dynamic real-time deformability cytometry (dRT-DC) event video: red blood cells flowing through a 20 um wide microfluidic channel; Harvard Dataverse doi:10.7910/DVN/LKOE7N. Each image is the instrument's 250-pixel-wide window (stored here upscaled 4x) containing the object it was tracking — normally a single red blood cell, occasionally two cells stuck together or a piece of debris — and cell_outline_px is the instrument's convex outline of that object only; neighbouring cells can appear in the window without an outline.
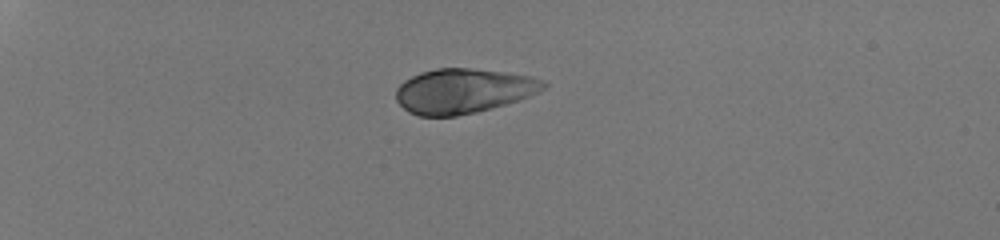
{"species": "human", "species_latin": "Homo sapiens", "temperature_condition": "room temperature", "stored_images_in_passage": 38, "camera_frame_rate_fps": 3000, "um_per_image_px": 0.085, "donor": {"sex": "male"}, "frame": {"image": 1, "passage_image": 1, "time_ms": 0.0, "image_size_px": [1000, 240], "cell_outline_px": [[548, 84], [544, 88], [528, 96], [504, 104], [476, 112], [456, 116], [420, 116], [408, 112], [396, 100], [396, 88], [404, 80], [420, 72], [436, 68], [472, 68], [504, 72], [528, 76], [544, 80]], "centroid_in_image_um": [39.33, 7.72], "position_along_channel_um": 45.7, "area_um2": 38.21}}
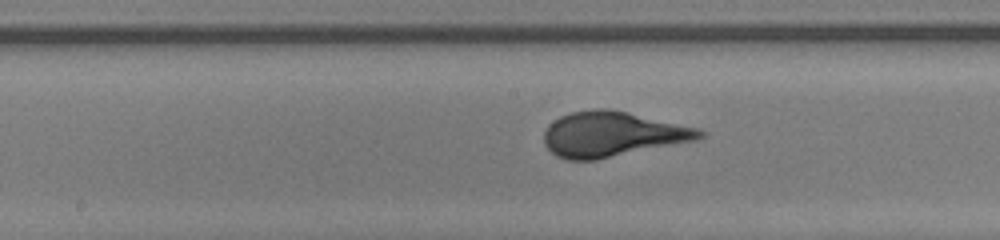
{"frame": {"image": 2, "passage_image": 17, "time_ms": 5.333, "image_size_px": [1000, 240], "cell_outline_px": [[708, 136], [696, 140], [596, 160], [568, 160], [556, 156], [544, 144], [544, 132], [548, 124], [552, 120], [560, 116], [572, 112], [596, 108], [608, 108], [628, 112], [700, 128]], "centroid_in_image_um": [52.05, 11.4], "position_along_channel_um": 196.2, "area_um2": 41.1}}
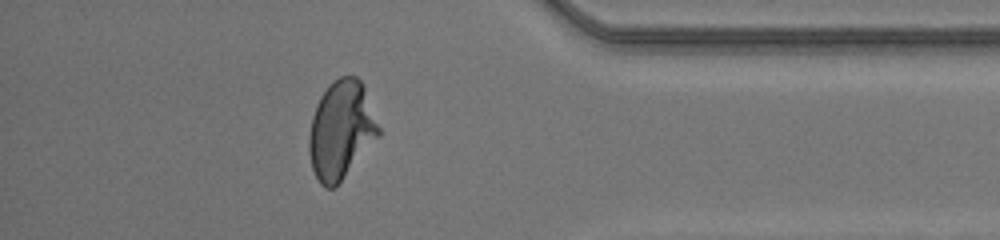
{"frame": {"image": 3, "passage_image": 33, "time_ms": 10.667, "image_size_px": [1000, 240], "cell_outline_px": [[380, 136], [340, 180], [332, 188], [324, 188], [320, 184], [312, 168], [308, 152], [308, 136], [312, 116], [316, 104], [320, 96], [328, 84], [340, 76], [356, 76], [364, 84], [380, 128]], "centroid_in_image_um": [28.98, 11.01], "position_along_channel_um": 406.2, "area_um2": 39.82}}